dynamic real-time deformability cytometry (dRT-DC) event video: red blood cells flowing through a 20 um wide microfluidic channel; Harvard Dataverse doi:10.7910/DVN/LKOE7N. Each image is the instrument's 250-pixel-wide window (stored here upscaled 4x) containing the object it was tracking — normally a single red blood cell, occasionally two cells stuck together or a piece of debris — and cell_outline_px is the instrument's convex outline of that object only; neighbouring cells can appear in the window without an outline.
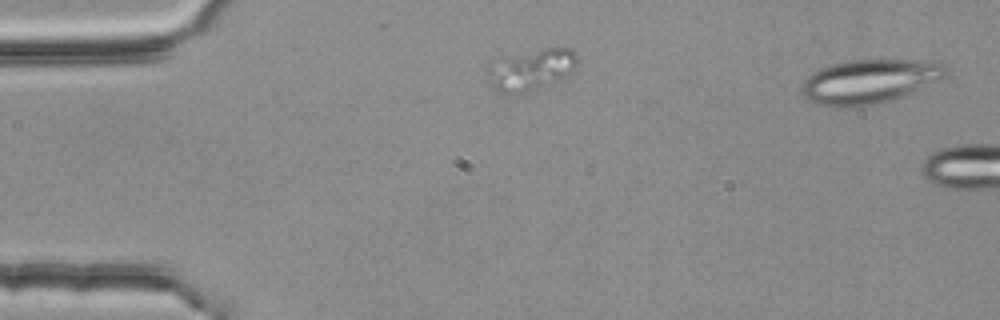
{"species": "common noctule bat (a hibernating species)", "species_latin": "Nyctalus noctula", "temperature_condition": "room temperature", "stored_images_in_passage": 4, "camera_frame_rate_fps": 3000, "um_per_image_px": 0.085, "animal": {"sex": "female", "body_mass_g": 25.1}, "frame": {"image": 1, "passage_image": 1, "time_ms": 0.0, "image_size_px": [1000, 320], "cell_outline_px": [[948, 72], [944, 76], [936, 80], [900, 96], [860, 108], [836, 108], [816, 104], [804, 96], [800, 88], [804, 80], [812, 72], [820, 68], [832, 64], [848, 60], [940, 60], [948, 68]], "centroid_in_image_um": [73.85, 6.91], "position_along_channel_um": 11.2, "area_um2": 37.05}}